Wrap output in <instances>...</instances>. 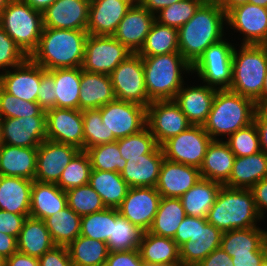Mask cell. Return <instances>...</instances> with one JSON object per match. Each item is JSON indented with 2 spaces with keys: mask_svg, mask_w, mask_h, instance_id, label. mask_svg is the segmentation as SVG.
<instances>
[{
  "mask_svg": "<svg viewBox=\"0 0 267 266\" xmlns=\"http://www.w3.org/2000/svg\"><path fill=\"white\" fill-rule=\"evenodd\" d=\"M225 23L226 13L220 5L215 0H205L193 17L178 29L181 55L193 65L209 46L224 39Z\"/></svg>",
  "mask_w": 267,
  "mask_h": 266,
  "instance_id": "6da1fadb",
  "label": "cell"
},
{
  "mask_svg": "<svg viewBox=\"0 0 267 266\" xmlns=\"http://www.w3.org/2000/svg\"><path fill=\"white\" fill-rule=\"evenodd\" d=\"M87 30L44 28L30 58L45 70L81 67Z\"/></svg>",
  "mask_w": 267,
  "mask_h": 266,
  "instance_id": "7a4b0ae2",
  "label": "cell"
},
{
  "mask_svg": "<svg viewBox=\"0 0 267 266\" xmlns=\"http://www.w3.org/2000/svg\"><path fill=\"white\" fill-rule=\"evenodd\" d=\"M206 219L208 223L225 232L258 227L256 225L261 217L250 189L222 185Z\"/></svg>",
  "mask_w": 267,
  "mask_h": 266,
  "instance_id": "3957f363",
  "label": "cell"
},
{
  "mask_svg": "<svg viewBox=\"0 0 267 266\" xmlns=\"http://www.w3.org/2000/svg\"><path fill=\"white\" fill-rule=\"evenodd\" d=\"M256 108L248 97L228 89L217 90L203 128L213 140H219L218 136H229L252 123Z\"/></svg>",
  "mask_w": 267,
  "mask_h": 266,
  "instance_id": "277c9868",
  "label": "cell"
},
{
  "mask_svg": "<svg viewBox=\"0 0 267 266\" xmlns=\"http://www.w3.org/2000/svg\"><path fill=\"white\" fill-rule=\"evenodd\" d=\"M142 62L145 87L151 101L174 100L177 92L185 85L182 72L192 71V65L180 52L142 56Z\"/></svg>",
  "mask_w": 267,
  "mask_h": 266,
  "instance_id": "5b68a950",
  "label": "cell"
},
{
  "mask_svg": "<svg viewBox=\"0 0 267 266\" xmlns=\"http://www.w3.org/2000/svg\"><path fill=\"white\" fill-rule=\"evenodd\" d=\"M234 47L232 83L228 90L252 99L262 107V89L267 72V52L263 45Z\"/></svg>",
  "mask_w": 267,
  "mask_h": 266,
  "instance_id": "8992f818",
  "label": "cell"
},
{
  "mask_svg": "<svg viewBox=\"0 0 267 266\" xmlns=\"http://www.w3.org/2000/svg\"><path fill=\"white\" fill-rule=\"evenodd\" d=\"M0 26L30 57L44 29L43 15L22 0H10L0 14Z\"/></svg>",
  "mask_w": 267,
  "mask_h": 266,
  "instance_id": "52a82bcc",
  "label": "cell"
},
{
  "mask_svg": "<svg viewBox=\"0 0 267 266\" xmlns=\"http://www.w3.org/2000/svg\"><path fill=\"white\" fill-rule=\"evenodd\" d=\"M226 40L209 46L192 65L191 71L196 72L206 85L218 90L229 89L232 83L234 45Z\"/></svg>",
  "mask_w": 267,
  "mask_h": 266,
  "instance_id": "ba28073f",
  "label": "cell"
},
{
  "mask_svg": "<svg viewBox=\"0 0 267 266\" xmlns=\"http://www.w3.org/2000/svg\"><path fill=\"white\" fill-rule=\"evenodd\" d=\"M131 54L133 52L113 36L89 34L85 42L81 69L90 73L110 75Z\"/></svg>",
  "mask_w": 267,
  "mask_h": 266,
  "instance_id": "9c48e42d",
  "label": "cell"
},
{
  "mask_svg": "<svg viewBox=\"0 0 267 266\" xmlns=\"http://www.w3.org/2000/svg\"><path fill=\"white\" fill-rule=\"evenodd\" d=\"M110 78L117 100L137 103L146 108L152 102L145 87L142 56L137 53L121 62L110 73Z\"/></svg>",
  "mask_w": 267,
  "mask_h": 266,
  "instance_id": "30bf717a",
  "label": "cell"
},
{
  "mask_svg": "<svg viewBox=\"0 0 267 266\" xmlns=\"http://www.w3.org/2000/svg\"><path fill=\"white\" fill-rule=\"evenodd\" d=\"M212 140L203 125H191L187 130L165 141L161 149L164 158L199 169Z\"/></svg>",
  "mask_w": 267,
  "mask_h": 266,
  "instance_id": "8fae6325",
  "label": "cell"
},
{
  "mask_svg": "<svg viewBox=\"0 0 267 266\" xmlns=\"http://www.w3.org/2000/svg\"><path fill=\"white\" fill-rule=\"evenodd\" d=\"M191 125L174 100L152 101L146 108V126L159 146Z\"/></svg>",
  "mask_w": 267,
  "mask_h": 266,
  "instance_id": "7c38bea8",
  "label": "cell"
},
{
  "mask_svg": "<svg viewBox=\"0 0 267 266\" xmlns=\"http://www.w3.org/2000/svg\"><path fill=\"white\" fill-rule=\"evenodd\" d=\"M98 110L108 136L116 139L135 134L146 126V107L140 104L115 99Z\"/></svg>",
  "mask_w": 267,
  "mask_h": 266,
  "instance_id": "4fadbf2b",
  "label": "cell"
},
{
  "mask_svg": "<svg viewBox=\"0 0 267 266\" xmlns=\"http://www.w3.org/2000/svg\"><path fill=\"white\" fill-rule=\"evenodd\" d=\"M160 201L156 187H132L117 209L121 216L144 232L150 229Z\"/></svg>",
  "mask_w": 267,
  "mask_h": 266,
  "instance_id": "5bb4252c",
  "label": "cell"
},
{
  "mask_svg": "<svg viewBox=\"0 0 267 266\" xmlns=\"http://www.w3.org/2000/svg\"><path fill=\"white\" fill-rule=\"evenodd\" d=\"M226 25L243 34L242 45H263L267 42L265 7L251 3L239 5L226 14Z\"/></svg>",
  "mask_w": 267,
  "mask_h": 266,
  "instance_id": "9a60e30c",
  "label": "cell"
},
{
  "mask_svg": "<svg viewBox=\"0 0 267 266\" xmlns=\"http://www.w3.org/2000/svg\"><path fill=\"white\" fill-rule=\"evenodd\" d=\"M46 113V138L70 144L84 150L82 111L79 109L52 108Z\"/></svg>",
  "mask_w": 267,
  "mask_h": 266,
  "instance_id": "2e32d148",
  "label": "cell"
},
{
  "mask_svg": "<svg viewBox=\"0 0 267 266\" xmlns=\"http://www.w3.org/2000/svg\"><path fill=\"white\" fill-rule=\"evenodd\" d=\"M80 151L79 148L51 140H44L37 147L36 181L57 184L64 168Z\"/></svg>",
  "mask_w": 267,
  "mask_h": 266,
  "instance_id": "e0dca14e",
  "label": "cell"
},
{
  "mask_svg": "<svg viewBox=\"0 0 267 266\" xmlns=\"http://www.w3.org/2000/svg\"><path fill=\"white\" fill-rule=\"evenodd\" d=\"M0 72V86L9 94L28 102H37L42 67L27 57L20 65Z\"/></svg>",
  "mask_w": 267,
  "mask_h": 266,
  "instance_id": "ac0fdd59",
  "label": "cell"
},
{
  "mask_svg": "<svg viewBox=\"0 0 267 266\" xmlns=\"http://www.w3.org/2000/svg\"><path fill=\"white\" fill-rule=\"evenodd\" d=\"M137 0H90L87 32L113 36L127 11Z\"/></svg>",
  "mask_w": 267,
  "mask_h": 266,
  "instance_id": "d6986e66",
  "label": "cell"
},
{
  "mask_svg": "<svg viewBox=\"0 0 267 266\" xmlns=\"http://www.w3.org/2000/svg\"><path fill=\"white\" fill-rule=\"evenodd\" d=\"M4 144L38 147L46 140V116L0 118Z\"/></svg>",
  "mask_w": 267,
  "mask_h": 266,
  "instance_id": "ffe728a7",
  "label": "cell"
},
{
  "mask_svg": "<svg viewBox=\"0 0 267 266\" xmlns=\"http://www.w3.org/2000/svg\"><path fill=\"white\" fill-rule=\"evenodd\" d=\"M90 0H56L43 15L44 28L87 30Z\"/></svg>",
  "mask_w": 267,
  "mask_h": 266,
  "instance_id": "44dd1931",
  "label": "cell"
},
{
  "mask_svg": "<svg viewBox=\"0 0 267 266\" xmlns=\"http://www.w3.org/2000/svg\"><path fill=\"white\" fill-rule=\"evenodd\" d=\"M155 16L136 1L120 21L113 37L131 52L137 53L156 21Z\"/></svg>",
  "mask_w": 267,
  "mask_h": 266,
  "instance_id": "7402d4cb",
  "label": "cell"
},
{
  "mask_svg": "<svg viewBox=\"0 0 267 266\" xmlns=\"http://www.w3.org/2000/svg\"><path fill=\"white\" fill-rule=\"evenodd\" d=\"M201 179L198 168L164 158L156 189L161 197L180 198Z\"/></svg>",
  "mask_w": 267,
  "mask_h": 266,
  "instance_id": "603a6c76",
  "label": "cell"
},
{
  "mask_svg": "<svg viewBox=\"0 0 267 266\" xmlns=\"http://www.w3.org/2000/svg\"><path fill=\"white\" fill-rule=\"evenodd\" d=\"M164 161L161 146L152 153L135 158H128L124 169L120 172L125 182L132 187H156L160 169Z\"/></svg>",
  "mask_w": 267,
  "mask_h": 266,
  "instance_id": "cb8c5ba5",
  "label": "cell"
},
{
  "mask_svg": "<svg viewBox=\"0 0 267 266\" xmlns=\"http://www.w3.org/2000/svg\"><path fill=\"white\" fill-rule=\"evenodd\" d=\"M217 90L208 85L187 86V88L183 85L174 101L192 125H203L208 118Z\"/></svg>",
  "mask_w": 267,
  "mask_h": 266,
  "instance_id": "d4e9b609",
  "label": "cell"
},
{
  "mask_svg": "<svg viewBox=\"0 0 267 266\" xmlns=\"http://www.w3.org/2000/svg\"><path fill=\"white\" fill-rule=\"evenodd\" d=\"M138 250L142 261L149 265L181 266L180 249L173 238L144 231Z\"/></svg>",
  "mask_w": 267,
  "mask_h": 266,
  "instance_id": "484cf974",
  "label": "cell"
},
{
  "mask_svg": "<svg viewBox=\"0 0 267 266\" xmlns=\"http://www.w3.org/2000/svg\"><path fill=\"white\" fill-rule=\"evenodd\" d=\"M79 110L98 109L114 101L110 75L90 73L81 69Z\"/></svg>",
  "mask_w": 267,
  "mask_h": 266,
  "instance_id": "4316f807",
  "label": "cell"
},
{
  "mask_svg": "<svg viewBox=\"0 0 267 266\" xmlns=\"http://www.w3.org/2000/svg\"><path fill=\"white\" fill-rule=\"evenodd\" d=\"M37 147H18L3 144L0 147V175L34 180Z\"/></svg>",
  "mask_w": 267,
  "mask_h": 266,
  "instance_id": "83f0119b",
  "label": "cell"
},
{
  "mask_svg": "<svg viewBox=\"0 0 267 266\" xmlns=\"http://www.w3.org/2000/svg\"><path fill=\"white\" fill-rule=\"evenodd\" d=\"M234 160L235 154L225 141L212 140L199 168L201 178L224 185L229 180Z\"/></svg>",
  "mask_w": 267,
  "mask_h": 266,
  "instance_id": "f1b7e54d",
  "label": "cell"
},
{
  "mask_svg": "<svg viewBox=\"0 0 267 266\" xmlns=\"http://www.w3.org/2000/svg\"><path fill=\"white\" fill-rule=\"evenodd\" d=\"M33 180L0 175V210L30 215Z\"/></svg>",
  "mask_w": 267,
  "mask_h": 266,
  "instance_id": "f546056e",
  "label": "cell"
},
{
  "mask_svg": "<svg viewBox=\"0 0 267 266\" xmlns=\"http://www.w3.org/2000/svg\"><path fill=\"white\" fill-rule=\"evenodd\" d=\"M67 207L66 191L57 184L33 180L30 200V216L45 220Z\"/></svg>",
  "mask_w": 267,
  "mask_h": 266,
  "instance_id": "4dcf8cb0",
  "label": "cell"
},
{
  "mask_svg": "<svg viewBox=\"0 0 267 266\" xmlns=\"http://www.w3.org/2000/svg\"><path fill=\"white\" fill-rule=\"evenodd\" d=\"M263 178H267V155L260 151L249 156L235 157L231 175L224 186L251 189Z\"/></svg>",
  "mask_w": 267,
  "mask_h": 266,
  "instance_id": "1f68e13d",
  "label": "cell"
},
{
  "mask_svg": "<svg viewBox=\"0 0 267 266\" xmlns=\"http://www.w3.org/2000/svg\"><path fill=\"white\" fill-rule=\"evenodd\" d=\"M55 246L45 221L28 216L17 237L18 251L40 258Z\"/></svg>",
  "mask_w": 267,
  "mask_h": 266,
  "instance_id": "d6a6232c",
  "label": "cell"
},
{
  "mask_svg": "<svg viewBox=\"0 0 267 266\" xmlns=\"http://www.w3.org/2000/svg\"><path fill=\"white\" fill-rule=\"evenodd\" d=\"M223 232L210 223L200 226L196 241L182 244L180 249L181 266H197L213 250L220 248Z\"/></svg>",
  "mask_w": 267,
  "mask_h": 266,
  "instance_id": "836d02e7",
  "label": "cell"
},
{
  "mask_svg": "<svg viewBox=\"0 0 267 266\" xmlns=\"http://www.w3.org/2000/svg\"><path fill=\"white\" fill-rule=\"evenodd\" d=\"M89 185L101 197L106 208H118L127 196L129 185L119 172L91 169Z\"/></svg>",
  "mask_w": 267,
  "mask_h": 266,
  "instance_id": "e575fe53",
  "label": "cell"
},
{
  "mask_svg": "<svg viewBox=\"0 0 267 266\" xmlns=\"http://www.w3.org/2000/svg\"><path fill=\"white\" fill-rule=\"evenodd\" d=\"M267 231L260 227L225 231L221 238V248L231 257L250 254V251L266 250Z\"/></svg>",
  "mask_w": 267,
  "mask_h": 266,
  "instance_id": "d590c367",
  "label": "cell"
},
{
  "mask_svg": "<svg viewBox=\"0 0 267 266\" xmlns=\"http://www.w3.org/2000/svg\"><path fill=\"white\" fill-rule=\"evenodd\" d=\"M222 184L201 179L180 200L187 216L206 218L209 209L214 205Z\"/></svg>",
  "mask_w": 267,
  "mask_h": 266,
  "instance_id": "8d00e7d4",
  "label": "cell"
},
{
  "mask_svg": "<svg viewBox=\"0 0 267 266\" xmlns=\"http://www.w3.org/2000/svg\"><path fill=\"white\" fill-rule=\"evenodd\" d=\"M53 75L56 108L79 109L81 67L49 70Z\"/></svg>",
  "mask_w": 267,
  "mask_h": 266,
  "instance_id": "74e56055",
  "label": "cell"
},
{
  "mask_svg": "<svg viewBox=\"0 0 267 266\" xmlns=\"http://www.w3.org/2000/svg\"><path fill=\"white\" fill-rule=\"evenodd\" d=\"M186 216L180 198L161 197L159 208L148 231L158 236L174 238Z\"/></svg>",
  "mask_w": 267,
  "mask_h": 266,
  "instance_id": "f35d334b",
  "label": "cell"
},
{
  "mask_svg": "<svg viewBox=\"0 0 267 266\" xmlns=\"http://www.w3.org/2000/svg\"><path fill=\"white\" fill-rule=\"evenodd\" d=\"M67 249L74 266H105L110 252L105 242L81 235Z\"/></svg>",
  "mask_w": 267,
  "mask_h": 266,
  "instance_id": "ab89813d",
  "label": "cell"
},
{
  "mask_svg": "<svg viewBox=\"0 0 267 266\" xmlns=\"http://www.w3.org/2000/svg\"><path fill=\"white\" fill-rule=\"evenodd\" d=\"M44 221L55 245L68 246L80 235L81 216L68 206Z\"/></svg>",
  "mask_w": 267,
  "mask_h": 266,
  "instance_id": "60d3db41",
  "label": "cell"
},
{
  "mask_svg": "<svg viewBox=\"0 0 267 266\" xmlns=\"http://www.w3.org/2000/svg\"><path fill=\"white\" fill-rule=\"evenodd\" d=\"M172 52H179L178 29L155 21L137 54L140 56H155Z\"/></svg>",
  "mask_w": 267,
  "mask_h": 266,
  "instance_id": "b9f144b4",
  "label": "cell"
},
{
  "mask_svg": "<svg viewBox=\"0 0 267 266\" xmlns=\"http://www.w3.org/2000/svg\"><path fill=\"white\" fill-rule=\"evenodd\" d=\"M116 208H105L102 211L81 216V236L107 243L112 235L113 224L119 216Z\"/></svg>",
  "mask_w": 267,
  "mask_h": 266,
  "instance_id": "7bdbcfd3",
  "label": "cell"
},
{
  "mask_svg": "<svg viewBox=\"0 0 267 266\" xmlns=\"http://www.w3.org/2000/svg\"><path fill=\"white\" fill-rule=\"evenodd\" d=\"M86 152L93 170L120 173L126 165V160L120 154L117 141L93 146Z\"/></svg>",
  "mask_w": 267,
  "mask_h": 266,
  "instance_id": "ee69618b",
  "label": "cell"
},
{
  "mask_svg": "<svg viewBox=\"0 0 267 266\" xmlns=\"http://www.w3.org/2000/svg\"><path fill=\"white\" fill-rule=\"evenodd\" d=\"M142 231L130 221L119 215L113 224L112 235L108 238L109 251H128L138 249Z\"/></svg>",
  "mask_w": 267,
  "mask_h": 266,
  "instance_id": "f6af8a7d",
  "label": "cell"
},
{
  "mask_svg": "<svg viewBox=\"0 0 267 266\" xmlns=\"http://www.w3.org/2000/svg\"><path fill=\"white\" fill-rule=\"evenodd\" d=\"M91 162L86 151L80 150L64 168L57 183L63 191L89 184Z\"/></svg>",
  "mask_w": 267,
  "mask_h": 266,
  "instance_id": "bcb514c9",
  "label": "cell"
},
{
  "mask_svg": "<svg viewBox=\"0 0 267 266\" xmlns=\"http://www.w3.org/2000/svg\"><path fill=\"white\" fill-rule=\"evenodd\" d=\"M67 206L80 216L106 208L101 197L87 184L66 191Z\"/></svg>",
  "mask_w": 267,
  "mask_h": 266,
  "instance_id": "7dc6e473",
  "label": "cell"
},
{
  "mask_svg": "<svg viewBox=\"0 0 267 266\" xmlns=\"http://www.w3.org/2000/svg\"><path fill=\"white\" fill-rule=\"evenodd\" d=\"M82 119L84 151L93 146L117 140L114 136H108V129L105 124L102 123L101 112L98 109L83 110Z\"/></svg>",
  "mask_w": 267,
  "mask_h": 266,
  "instance_id": "c3c4849f",
  "label": "cell"
},
{
  "mask_svg": "<svg viewBox=\"0 0 267 266\" xmlns=\"http://www.w3.org/2000/svg\"><path fill=\"white\" fill-rule=\"evenodd\" d=\"M205 0H182L160 10L155 20L169 27L179 29L187 23Z\"/></svg>",
  "mask_w": 267,
  "mask_h": 266,
  "instance_id": "681fc988",
  "label": "cell"
},
{
  "mask_svg": "<svg viewBox=\"0 0 267 266\" xmlns=\"http://www.w3.org/2000/svg\"><path fill=\"white\" fill-rule=\"evenodd\" d=\"M116 141L120 154L126 161H128V158L150 154L159 146L147 126L135 134L117 139Z\"/></svg>",
  "mask_w": 267,
  "mask_h": 266,
  "instance_id": "f907efd6",
  "label": "cell"
},
{
  "mask_svg": "<svg viewBox=\"0 0 267 266\" xmlns=\"http://www.w3.org/2000/svg\"><path fill=\"white\" fill-rule=\"evenodd\" d=\"M46 116L38 102H28L9 94L0 86V118Z\"/></svg>",
  "mask_w": 267,
  "mask_h": 266,
  "instance_id": "816d5d0a",
  "label": "cell"
},
{
  "mask_svg": "<svg viewBox=\"0 0 267 266\" xmlns=\"http://www.w3.org/2000/svg\"><path fill=\"white\" fill-rule=\"evenodd\" d=\"M225 141L235 157L249 156L261 151L259 133L255 122L229 135Z\"/></svg>",
  "mask_w": 267,
  "mask_h": 266,
  "instance_id": "f5cc1de1",
  "label": "cell"
},
{
  "mask_svg": "<svg viewBox=\"0 0 267 266\" xmlns=\"http://www.w3.org/2000/svg\"><path fill=\"white\" fill-rule=\"evenodd\" d=\"M27 56L0 26V69L4 72L20 65Z\"/></svg>",
  "mask_w": 267,
  "mask_h": 266,
  "instance_id": "db71d44e",
  "label": "cell"
},
{
  "mask_svg": "<svg viewBox=\"0 0 267 266\" xmlns=\"http://www.w3.org/2000/svg\"><path fill=\"white\" fill-rule=\"evenodd\" d=\"M207 223L206 218L186 216L178 227L173 240L180 247L188 241H196L200 234V226Z\"/></svg>",
  "mask_w": 267,
  "mask_h": 266,
  "instance_id": "11a10c76",
  "label": "cell"
},
{
  "mask_svg": "<svg viewBox=\"0 0 267 266\" xmlns=\"http://www.w3.org/2000/svg\"><path fill=\"white\" fill-rule=\"evenodd\" d=\"M37 102L44 111L56 107L53 75L43 67L41 83L38 88Z\"/></svg>",
  "mask_w": 267,
  "mask_h": 266,
  "instance_id": "9f6ffc18",
  "label": "cell"
},
{
  "mask_svg": "<svg viewBox=\"0 0 267 266\" xmlns=\"http://www.w3.org/2000/svg\"><path fill=\"white\" fill-rule=\"evenodd\" d=\"M105 266H145L138 249L110 251Z\"/></svg>",
  "mask_w": 267,
  "mask_h": 266,
  "instance_id": "6f0895ef",
  "label": "cell"
},
{
  "mask_svg": "<svg viewBox=\"0 0 267 266\" xmlns=\"http://www.w3.org/2000/svg\"><path fill=\"white\" fill-rule=\"evenodd\" d=\"M39 260V266H74L67 249V246L55 245L44 253Z\"/></svg>",
  "mask_w": 267,
  "mask_h": 266,
  "instance_id": "680465c9",
  "label": "cell"
},
{
  "mask_svg": "<svg viewBox=\"0 0 267 266\" xmlns=\"http://www.w3.org/2000/svg\"><path fill=\"white\" fill-rule=\"evenodd\" d=\"M28 216L0 210V232L17 238Z\"/></svg>",
  "mask_w": 267,
  "mask_h": 266,
  "instance_id": "91938a15",
  "label": "cell"
},
{
  "mask_svg": "<svg viewBox=\"0 0 267 266\" xmlns=\"http://www.w3.org/2000/svg\"><path fill=\"white\" fill-rule=\"evenodd\" d=\"M250 190L253 194L258 214L263 219L264 211L265 209L267 210V178H263L257 182Z\"/></svg>",
  "mask_w": 267,
  "mask_h": 266,
  "instance_id": "94428289",
  "label": "cell"
},
{
  "mask_svg": "<svg viewBox=\"0 0 267 266\" xmlns=\"http://www.w3.org/2000/svg\"><path fill=\"white\" fill-rule=\"evenodd\" d=\"M261 151L267 155V107H257L254 115Z\"/></svg>",
  "mask_w": 267,
  "mask_h": 266,
  "instance_id": "6125c7cd",
  "label": "cell"
},
{
  "mask_svg": "<svg viewBox=\"0 0 267 266\" xmlns=\"http://www.w3.org/2000/svg\"><path fill=\"white\" fill-rule=\"evenodd\" d=\"M197 266H234L232 257L229 256L221 247L213 250Z\"/></svg>",
  "mask_w": 267,
  "mask_h": 266,
  "instance_id": "be15d7a7",
  "label": "cell"
},
{
  "mask_svg": "<svg viewBox=\"0 0 267 266\" xmlns=\"http://www.w3.org/2000/svg\"><path fill=\"white\" fill-rule=\"evenodd\" d=\"M267 256V251H250V254L234 255L232 262L234 266H259Z\"/></svg>",
  "mask_w": 267,
  "mask_h": 266,
  "instance_id": "e7e4bbea",
  "label": "cell"
},
{
  "mask_svg": "<svg viewBox=\"0 0 267 266\" xmlns=\"http://www.w3.org/2000/svg\"><path fill=\"white\" fill-rule=\"evenodd\" d=\"M5 266H39V260L36 257L17 251L6 258Z\"/></svg>",
  "mask_w": 267,
  "mask_h": 266,
  "instance_id": "03108f58",
  "label": "cell"
},
{
  "mask_svg": "<svg viewBox=\"0 0 267 266\" xmlns=\"http://www.w3.org/2000/svg\"><path fill=\"white\" fill-rule=\"evenodd\" d=\"M17 251V238L0 232V255L8 258Z\"/></svg>",
  "mask_w": 267,
  "mask_h": 266,
  "instance_id": "003e7915",
  "label": "cell"
},
{
  "mask_svg": "<svg viewBox=\"0 0 267 266\" xmlns=\"http://www.w3.org/2000/svg\"><path fill=\"white\" fill-rule=\"evenodd\" d=\"M182 0H138L150 13L157 14L160 10Z\"/></svg>",
  "mask_w": 267,
  "mask_h": 266,
  "instance_id": "a7ac6f4b",
  "label": "cell"
},
{
  "mask_svg": "<svg viewBox=\"0 0 267 266\" xmlns=\"http://www.w3.org/2000/svg\"><path fill=\"white\" fill-rule=\"evenodd\" d=\"M22 1L30 5L34 10L43 12L56 0H22Z\"/></svg>",
  "mask_w": 267,
  "mask_h": 266,
  "instance_id": "89a4df30",
  "label": "cell"
},
{
  "mask_svg": "<svg viewBox=\"0 0 267 266\" xmlns=\"http://www.w3.org/2000/svg\"><path fill=\"white\" fill-rule=\"evenodd\" d=\"M227 14L231 9L248 3V0H215Z\"/></svg>",
  "mask_w": 267,
  "mask_h": 266,
  "instance_id": "2644e50d",
  "label": "cell"
},
{
  "mask_svg": "<svg viewBox=\"0 0 267 266\" xmlns=\"http://www.w3.org/2000/svg\"><path fill=\"white\" fill-rule=\"evenodd\" d=\"M262 107H267V72L264 80V86L262 89Z\"/></svg>",
  "mask_w": 267,
  "mask_h": 266,
  "instance_id": "8c879c8a",
  "label": "cell"
},
{
  "mask_svg": "<svg viewBox=\"0 0 267 266\" xmlns=\"http://www.w3.org/2000/svg\"><path fill=\"white\" fill-rule=\"evenodd\" d=\"M248 3L267 8V0H248Z\"/></svg>",
  "mask_w": 267,
  "mask_h": 266,
  "instance_id": "753ad0ef",
  "label": "cell"
},
{
  "mask_svg": "<svg viewBox=\"0 0 267 266\" xmlns=\"http://www.w3.org/2000/svg\"><path fill=\"white\" fill-rule=\"evenodd\" d=\"M10 0H0V14Z\"/></svg>",
  "mask_w": 267,
  "mask_h": 266,
  "instance_id": "34e18365",
  "label": "cell"
},
{
  "mask_svg": "<svg viewBox=\"0 0 267 266\" xmlns=\"http://www.w3.org/2000/svg\"><path fill=\"white\" fill-rule=\"evenodd\" d=\"M4 144L2 137V127H1V119H0V147Z\"/></svg>",
  "mask_w": 267,
  "mask_h": 266,
  "instance_id": "11e5206c",
  "label": "cell"
},
{
  "mask_svg": "<svg viewBox=\"0 0 267 266\" xmlns=\"http://www.w3.org/2000/svg\"><path fill=\"white\" fill-rule=\"evenodd\" d=\"M6 258L0 255V266H5Z\"/></svg>",
  "mask_w": 267,
  "mask_h": 266,
  "instance_id": "2a66077c",
  "label": "cell"
},
{
  "mask_svg": "<svg viewBox=\"0 0 267 266\" xmlns=\"http://www.w3.org/2000/svg\"><path fill=\"white\" fill-rule=\"evenodd\" d=\"M259 266H267V256L264 258V260L259 264Z\"/></svg>",
  "mask_w": 267,
  "mask_h": 266,
  "instance_id": "b9fcfbb0",
  "label": "cell"
},
{
  "mask_svg": "<svg viewBox=\"0 0 267 266\" xmlns=\"http://www.w3.org/2000/svg\"><path fill=\"white\" fill-rule=\"evenodd\" d=\"M263 46L265 47L266 52H267V42L265 44H263Z\"/></svg>",
  "mask_w": 267,
  "mask_h": 266,
  "instance_id": "09005b40",
  "label": "cell"
},
{
  "mask_svg": "<svg viewBox=\"0 0 267 266\" xmlns=\"http://www.w3.org/2000/svg\"><path fill=\"white\" fill-rule=\"evenodd\" d=\"M145 266H158V265H149V264H145Z\"/></svg>",
  "mask_w": 267,
  "mask_h": 266,
  "instance_id": "979ff035",
  "label": "cell"
}]
</instances>
